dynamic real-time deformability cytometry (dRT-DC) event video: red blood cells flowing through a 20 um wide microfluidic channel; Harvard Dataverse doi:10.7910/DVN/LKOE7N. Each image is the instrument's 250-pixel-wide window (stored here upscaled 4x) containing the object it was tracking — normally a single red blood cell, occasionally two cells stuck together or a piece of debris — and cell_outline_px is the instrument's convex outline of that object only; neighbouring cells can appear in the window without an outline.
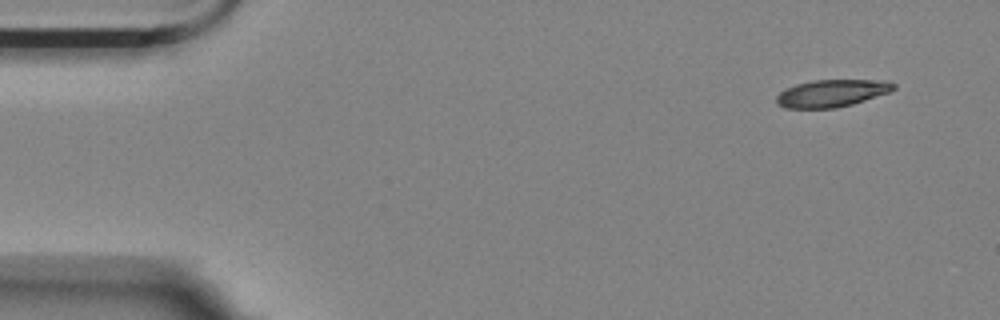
{"species": "Egyptian fruit bat (a non-hibernating species)", "species_latin": "Rousettus aegyptiacus", "temperature_condition": "room temperature", "stored_images_in_passage": 6, "camera_frame_rate_fps": 3000, "um_per_image_px": 0.085, "animal": {"sex": "female"}, "frame": {"image": 1, "passage_image": 1, "time_ms": 0.0, "image_size_px": [1000, 320], "cell_outline_px": [[896, 88], [888, 92], [852, 104], [836, 108], [784, 108], [776, 104], [776, 96], [780, 92], [796, 84], [816, 80], [884, 80], [896, 84]], "centroid_in_image_um": [70.68, 7.93], "position_along_channel_um": 14.3, "area_um2": 18.5}}
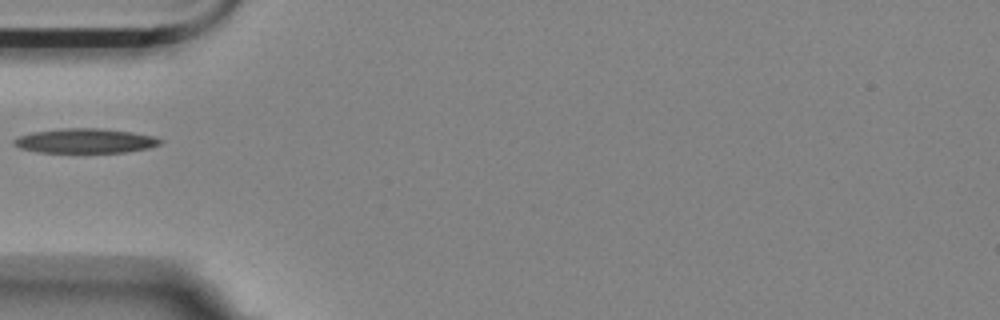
{"frame": {"image": 2, "passage_image": 5, "time_ms": 4.667, "image_size_px": [1000, 320], "cell_outline_px": [[164, 140], [160, 144], [148, 148], [124, 152], [36, 152], [20, 148], [12, 144], [12, 140], [20, 136], [32, 132], [60, 128], [100, 128], [132, 132], [152, 136]], "centroid_in_image_um": [7.21, 11.96], "position_along_channel_um": 77.8, "area_um2": 20.92}}
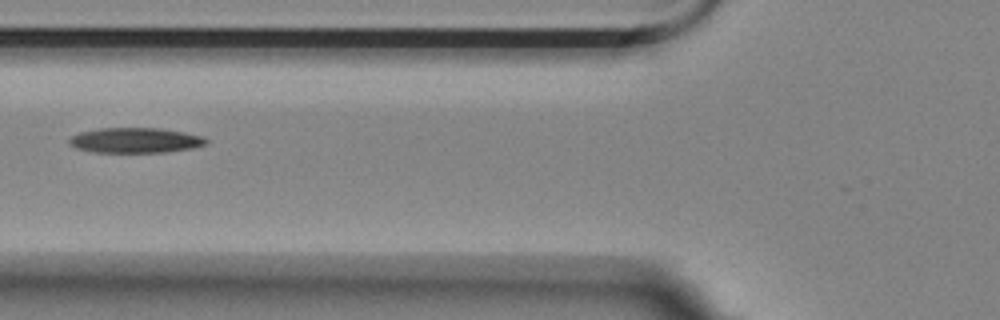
{"frame": {"image": 3, "passage_image": 6, "time_ms": 5.667, "image_size_px": [1000, 320], "cell_outline_px": [[208, 140], [204, 144], [192, 148], [164, 152], [92, 152], [76, 148], [68, 144], [68, 140], [72, 136], [80, 132], [100, 128], [160, 128], [184, 132], [200, 136]], "centroid_in_image_um": [11.45, 11.92], "position_along_channel_um": 114.4, "area_um2": 19.94}}